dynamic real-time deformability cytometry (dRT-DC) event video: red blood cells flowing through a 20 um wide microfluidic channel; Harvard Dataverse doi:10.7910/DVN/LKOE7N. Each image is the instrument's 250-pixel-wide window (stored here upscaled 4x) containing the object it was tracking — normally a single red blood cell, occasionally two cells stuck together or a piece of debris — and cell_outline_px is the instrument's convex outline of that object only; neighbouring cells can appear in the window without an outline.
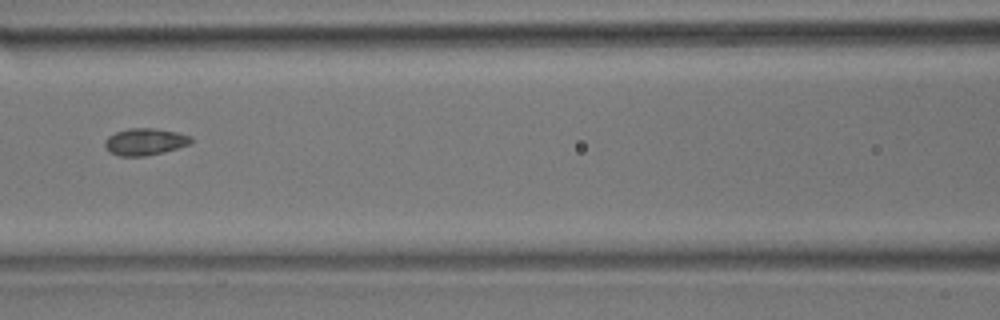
{"species": "common noctule bat (a hibernating species)", "species_latin": "Nyctalus noctula", "temperature_condition": "room temperature", "stored_images_in_passage": 49, "camera_frame_rate_fps": 3000, "um_per_image_px": 0.085, "animal": {"sex": "male", "body_mass_g": 17.9}, "frame": {"image": 1, "passage_image": 22, "time_ms": 7.0, "image_size_px": [1000, 320], "cell_outline_px": [[192, 140], [188, 144], [164, 152], [144, 156], [120, 156], [108, 152], [104, 144], [104, 140], [108, 136], [116, 132], [128, 128], [152, 128], [176, 132], [192, 136]], "centroid_in_image_um": [12.28, 12.05], "position_along_channel_um": 154.3, "area_um2": 13.47}}